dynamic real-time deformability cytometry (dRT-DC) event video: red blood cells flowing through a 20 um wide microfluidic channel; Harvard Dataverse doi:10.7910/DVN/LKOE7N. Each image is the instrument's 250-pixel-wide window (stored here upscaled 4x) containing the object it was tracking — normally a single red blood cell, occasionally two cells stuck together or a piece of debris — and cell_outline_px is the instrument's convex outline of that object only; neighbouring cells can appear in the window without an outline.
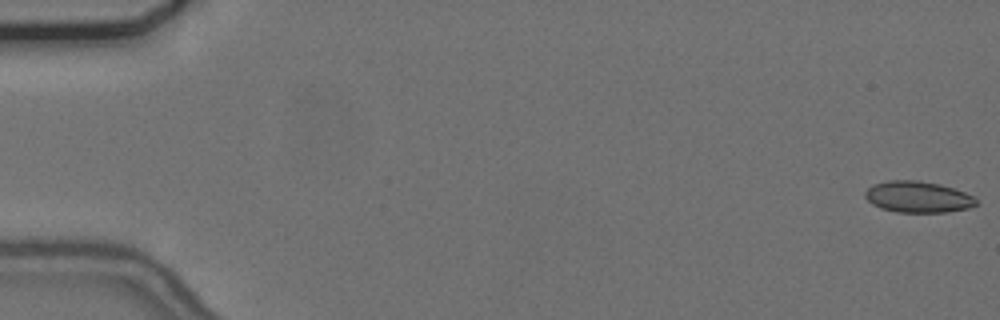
{"species": "common noctule bat (a hibernating species)", "species_latin": "Nyctalus noctula", "temperature_condition": "cold", "stored_images_in_passage": 13, "camera_frame_rate_fps": 3000, "um_per_image_px": 0.085, "animal": {"sex": "female", "body_mass_g": 24.6, "forearm_length_mm": 56.2}, "frame": {"image": 1, "passage_image": 1, "time_ms": 0.0, "image_size_px": [1000, 320], "cell_outline_px": [[976, 204], [968, 208], [948, 212], [896, 212], [880, 208], [872, 204], [864, 196], [864, 192], [872, 184], [888, 180], [916, 180], [940, 184], [964, 192], [972, 196], [976, 200]], "centroid_in_image_um": [77.97, 16.73], "position_along_channel_um": 7.0, "area_um2": 20.23}}